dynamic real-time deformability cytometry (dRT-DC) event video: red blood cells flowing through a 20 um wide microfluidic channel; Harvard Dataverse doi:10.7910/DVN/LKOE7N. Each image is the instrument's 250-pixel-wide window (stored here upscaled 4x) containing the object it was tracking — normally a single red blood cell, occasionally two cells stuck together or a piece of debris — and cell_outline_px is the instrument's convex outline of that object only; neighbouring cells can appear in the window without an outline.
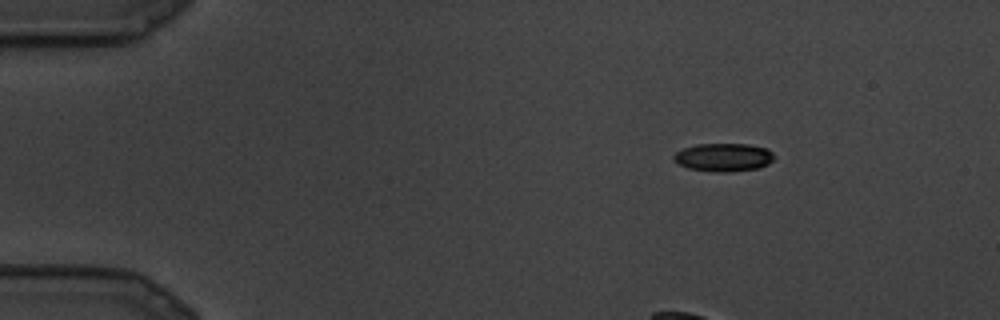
{"species": "common noctule bat (a hibernating species)", "species_latin": "Nyctalus noctula", "temperature_condition": "cold", "stored_images_in_passage": 18, "camera_frame_rate_fps": 3000, "um_per_image_px": 0.085, "animal": {"sex": "male", "body_mass_g": 19.5, "forearm_length_mm": 54.6}, "frame": {"image": 1, "passage_image": 1, "time_ms": 0.0, "image_size_px": [1000, 320], "cell_outline_px": [[776, 156], [768, 164], [760, 168], [728, 172], [712, 172], [688, 168], [672, 160], [672, 156], [676, 152], [684, 148], [696, 144], [748, 144], [768, 148]], "centroid_in_image_um": [61.52, 13.37], "position_along_channel_um": 23.5, "area_um2": 16.7}}
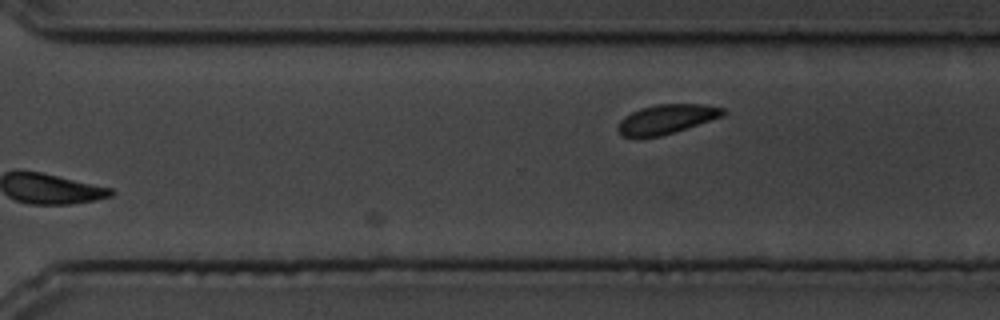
{"frame": {"image": 2, "passage_image": 18, "time_ms": 5.667, "image_size_px": [1000, 320], "cell_outline_px": [[728, 112], [724, 116], [660, 136], [620, 136], [616, 128], [620, 120], [624, 116], [640, 108], [656, 104], [700, 104], [724, 108]], "centroid_in_image_um": [56.65, 10.11], "position_along_channel_um": 313.9, "area_um2": 17.86}}